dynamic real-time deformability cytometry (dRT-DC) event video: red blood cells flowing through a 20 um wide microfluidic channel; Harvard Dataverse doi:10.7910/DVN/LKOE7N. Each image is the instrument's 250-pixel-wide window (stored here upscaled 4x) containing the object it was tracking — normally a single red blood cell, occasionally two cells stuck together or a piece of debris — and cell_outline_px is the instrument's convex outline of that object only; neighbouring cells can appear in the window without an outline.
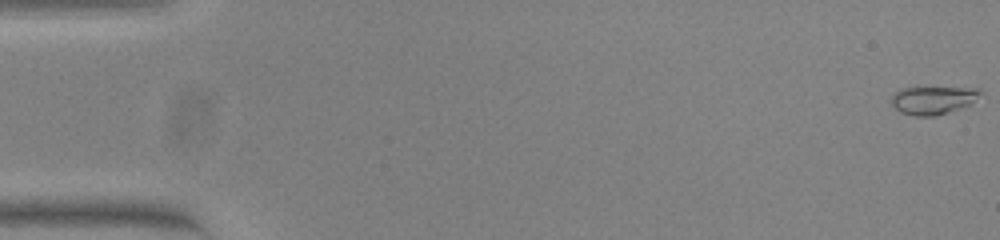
{"species": "common noctule bat (a hibernating species)", "species_latin": "Nyctalus noctula", "temperature_condition": "warm", "stored_images_in_passage": 55, "camera_frame_rate_fps": 3000, "um_per_image_px": 0.085, "animal": {"sex": "female", "body_mass_g": 23.0, "forearm_length_mm": 53.4}, "frame": {"image": 1, "passage_image": 1, "time_ms": 0.0, "image_size_px": [1000, 240], "cell_outline_px": [[984, 88], [968, 104], [948, 112], [936, 116], [916, 116], [900, 112], [888, 100], [900, 88], [916, 84]], "centroid_in_image_um": [79.23, 8.42], "position_along_channel_um": 5.8, "area_um2": 15.37}}
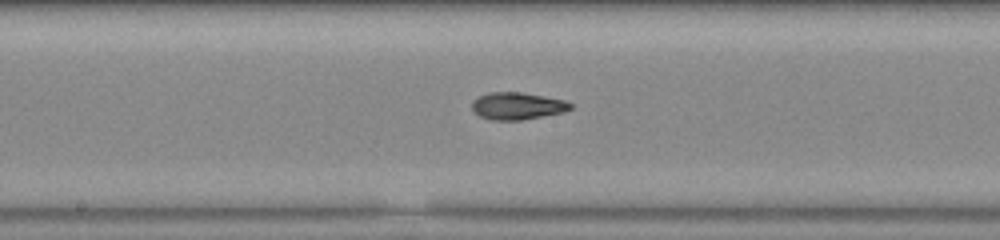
{"frame": {"image": 2, "passage_image": 29, "time_ms": 9.333, "image_size_px": [1000, 240], "cell_outline_px": [[572, 108], [564, 112], [520, 120], [492, 120], [480, 116], [472, 108], [472, 100], [488, 92], [520, 92], [544, 96], [564, 100], [572, 104]], "centroid_in_image_um": [43.97, 9.0], "position_along_channel_um": 204.2, "area_um2": 15.49}}
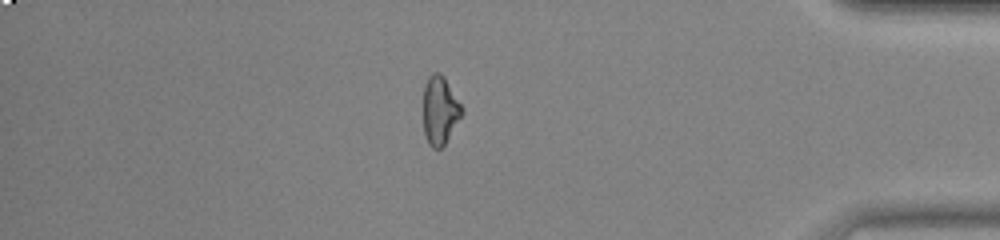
{"frame": {"image": 3, "passage_image": 47, "time_ms": 15.333, "image_size_px": [1000, 240], "cell_outline_px": [[464, 112], [444, 144], [440, 148], [432, 148], [428, 144], [424, 136], [424, 84], [428, 76], [432, 72], [440, 72], [444, 76], [464, 108]], "centroid_in_image_um": [37.39, 9.35], "position_along_channel_um": 397.8, "area_um2": 15.49}, "authors_computed_cell_mechanics": {"area_um2": 15.4904, "velocity_mm_per_s": 3.8291, "shape_relaxation_time_tau1_ms": 8.83, "shape_relaxation_time_tau2_ms": 2.3359, "deformation_change_tau1": 0.2386, "deformation_change_tau2": 0.0724}}